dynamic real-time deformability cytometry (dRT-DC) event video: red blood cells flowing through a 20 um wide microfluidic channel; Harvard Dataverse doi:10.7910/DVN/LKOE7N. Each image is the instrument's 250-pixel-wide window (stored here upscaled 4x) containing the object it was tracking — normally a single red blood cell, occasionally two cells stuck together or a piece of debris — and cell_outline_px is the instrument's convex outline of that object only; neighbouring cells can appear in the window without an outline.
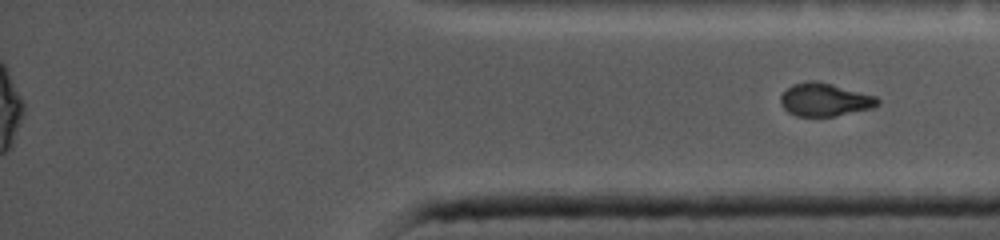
{"species": "common noctule bat (a hibernating species)", "species_latin": "Nyctalus noctula", "temperature_condition": "cold", "stored_images_in_passage": 23, "segment_of_instrument_passage": [2, 2], "camera_frame_rate_fps": 5000, "um_per_image_px": 0.085, "animal": {"sex": "female", "body_mass_g": 19.0, "forearm_length_mm": 56.7}, "frame": {"image": 1, "passage_image": 23, "time_ms": 12.0, "image_size_px": [1000, 240], "cell_outline_px": [[880, 104], [872, 108], [836, 116], [796, 116], [788, 112], [780, 104], [780, 96], [792, 84], [812, 80], [832, 84], [876, 96], [880, 100]], "centroid_in_image_um": [70.11, 8.48], "position_along_channel_um": 365.1, "area_um2": 18.67}}